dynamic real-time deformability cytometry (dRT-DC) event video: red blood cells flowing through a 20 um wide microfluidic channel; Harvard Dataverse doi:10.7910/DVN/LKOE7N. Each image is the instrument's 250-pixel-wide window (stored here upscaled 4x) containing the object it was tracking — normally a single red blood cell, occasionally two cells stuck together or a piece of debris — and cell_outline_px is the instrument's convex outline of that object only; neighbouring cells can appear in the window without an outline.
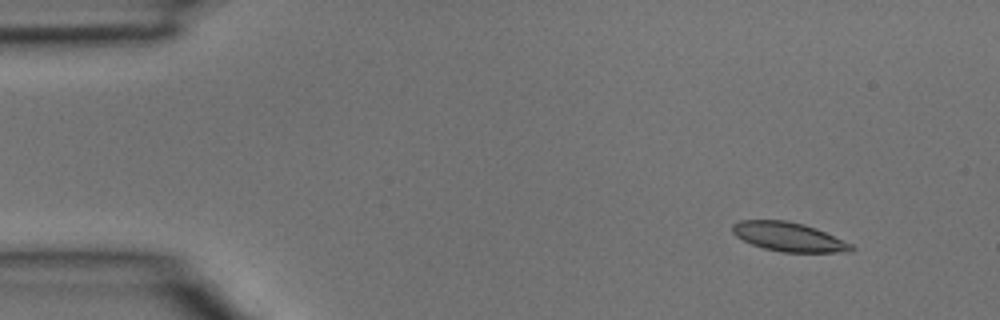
{"species": "common noctule bat (a hibernating species)", "species_latin": "Nyctalus noctula", "temperature_condition": "room temperature", "stored_images_in_passage": 3, "camera_frame_rate_fps": 3000, "um_per_image_px": 0.085, "animal": {"sex": "male", "body_mass_g": 15.6}, "frame": {"image": 1, "passage_image": 1, "time_ms": 0.0, "image_size_px": [1000, 320], "cell_outline_px": [[856, 248], [852, 252], [784, 252], [764, 248], [752, 244], [736, 236], [732, 232], [732, 224], [740, 220], [788, 220], [804, 224], [816, 228], [852, 244]], "centroid_in_image_um": [67.06, 20.13], "position_along_channel_um": 17.9, "area_um2": 20.11}}
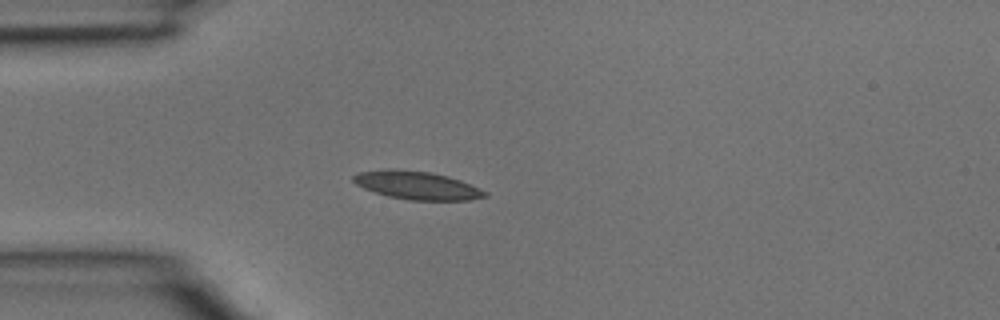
{"frame": {"image": 2, "passage_image": 3, "time_ms": 0.667, "image_size_px": [1000, 320], "cell_outline_px": [[488, 196], [472, 200], [408, 200], [388, 196], [364, 188], [356, 184], [352, 180], [352, 176], [356, 172], [388, 168], [392, 168], [428, 172], [448, 176], [460, 180], [488, 192]], "centroid_in_image_um": [35.42, 15.75], "position_along_channel_um": 49.6, "area_um2": 21.68}}